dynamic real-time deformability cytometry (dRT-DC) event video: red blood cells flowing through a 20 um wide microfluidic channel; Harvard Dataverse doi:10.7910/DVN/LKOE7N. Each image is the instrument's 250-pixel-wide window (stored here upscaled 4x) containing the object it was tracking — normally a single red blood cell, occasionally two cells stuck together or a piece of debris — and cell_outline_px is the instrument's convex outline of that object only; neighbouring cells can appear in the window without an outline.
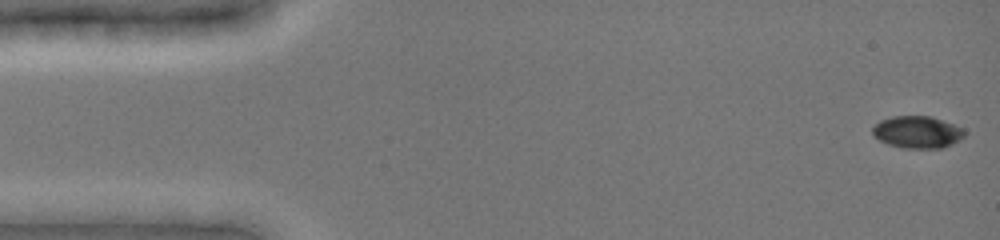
{"species": "common noctule bat (a hibernating species)", "species_latin": "Nyctalus noctula", "temperature_condition": "cold", "stored_images_in_passage": 40, "camera_frame_rate_fps": 3000, "um_per_image_px": 0.085, "animal": {"sex": "female", "body_mass_g": 19.0, "forearm_length_mm": 51.5}, "frame": {"image": 1, "passage_image": 1, "time_ms": 0.0, "image_size_px": [1000, 240], "cell_outline_px": [[968, 132], [960, 140], [944, 148], [904, 148], [888, 144], [872, 136], [872, 128], [880, 120], [892, 116], [932, 116], [964, 128]], "centroid_in_image_um": [78.0, 11.23], "position_along_channel_um": 7.0, "area_um2": 17.46}}
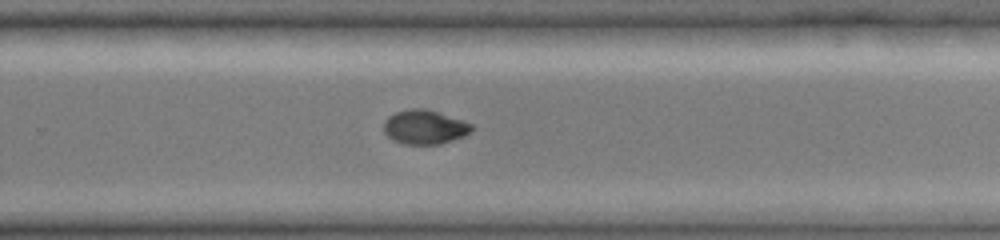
{"frame": {"image": 2, "passage_image": 26, "time_ms": 10.333, "image_size_px": [1000, 240], "cell_outline_px": [[476, 128], [472, 132], [464, 136], [440, 144], [404, 144], [392, 140], [384, 132], [384, 120], [388, 116], [396, 112], [412, 108], [424, 108], [464, 120], [472, 124]], "centroid_in_image_um": [36.12, 10.8], "position_along_channel_um": 293.7, "area_um2": 17.69}}
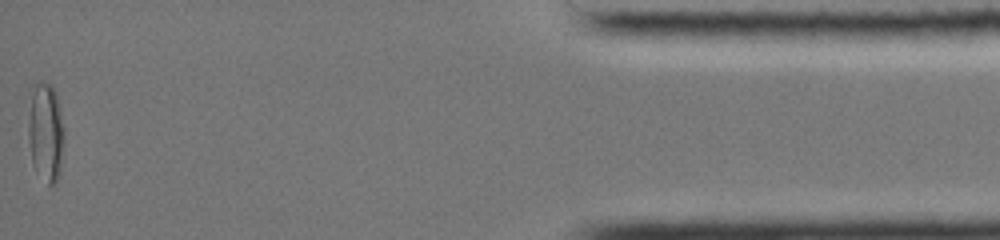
{"frame": {"image": 3, "passage_image": 40, "time_ms": 15.667, "image_size_px": [1000, 240], "cell_outline_px": [[64, 136], [60, 172], [56, 180], [52, 184], [48, 184], [32, 164], [28, 140], [28, 92], [40, 80], [52, 84], [56, 92], [64, 124]], "centroid_in_image_um": [3.86, 11.12], "position_along_channel_um": 431.3, "area_um2": 21.27}, "authors_computed_cell_mechanics": {"area_um2": 18.1203, "velocity_mm_per_s": 3.9785, "shape_relaxation_time_tau1_ms": 9.1119, "shape_relaxation_time_tau2_ms": 11.0379, "deformation_change_tau1": 0.229, "deformation_change_tau2": 0.091}}